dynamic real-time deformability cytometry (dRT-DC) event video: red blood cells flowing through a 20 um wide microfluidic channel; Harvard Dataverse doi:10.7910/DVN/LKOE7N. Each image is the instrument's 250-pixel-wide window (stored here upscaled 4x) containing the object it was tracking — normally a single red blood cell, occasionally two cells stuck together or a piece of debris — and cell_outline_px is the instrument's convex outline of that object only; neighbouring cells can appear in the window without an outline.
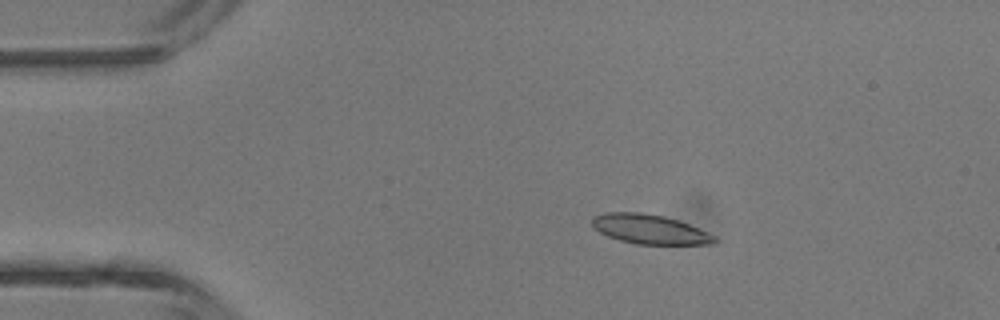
{"species": "common noctule bat (a hibernating species)", "species_latin": "Nyctalus noctula", "temperature_condition": "room temperature", "stored_images_in_passage": 4, "camera_frame_rate_fps": 3000, "um_per_image_px": 0.085, "animal": {"sex": "male", "body_mass_g": 13.3}, "frame": {"image": 1, "passage_image": 3, "time_ms": 2.333, "image_size_px": [1000, 320], "cell_outline_px": [[720, 240], [712, 244], [636, 244], [620, 240], [608, 236], [600, 232], [592, 224], [592, 216], [604, 212], [640, 212], [664, 216], [688, 224], [716, 236]], "centroid_in_image_um": [55.22, 19.48], "position_along_channel_um": 29.8, "area_um2": 20.92}}